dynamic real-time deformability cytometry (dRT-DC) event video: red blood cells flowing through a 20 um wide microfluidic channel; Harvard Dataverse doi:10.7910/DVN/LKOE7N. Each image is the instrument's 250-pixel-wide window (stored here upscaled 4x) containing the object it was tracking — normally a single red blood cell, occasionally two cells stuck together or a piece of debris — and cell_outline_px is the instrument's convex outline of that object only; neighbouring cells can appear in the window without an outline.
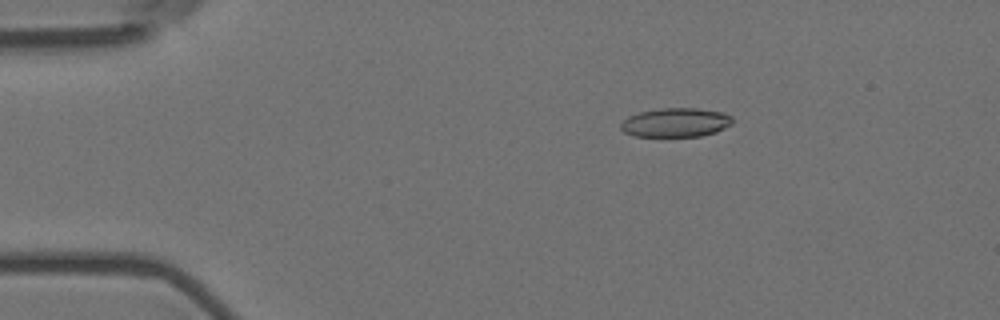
{"species": "Egyptian fruit bat (a non-hibernating species)", "species_latin": "Rousettus aegyptiacus", "temperature_condition": "room temperature", "stored_images_in_passage": 4, "camera_frame_rate_fps": 3000, "um_per_image_px": 0.085, "animal": {"sex": "female"}, "frame": {"image": 1, "passage_image": 2, "time_ms": 0.333, "image_size_px": [1000, 320], "cell_outline_px": [[732, 124], [716, 132], [700, 136], [632, 136], [624, 132], [620, 128], [620, 124], [628, 116], [640, 112], [660, 108], [696, 108], [724, 112], [732, 116]], "centroid_in_image_um": [57.44, 10.41], "position_along_channel_um": 27.6, "area_um2": 18.96}}
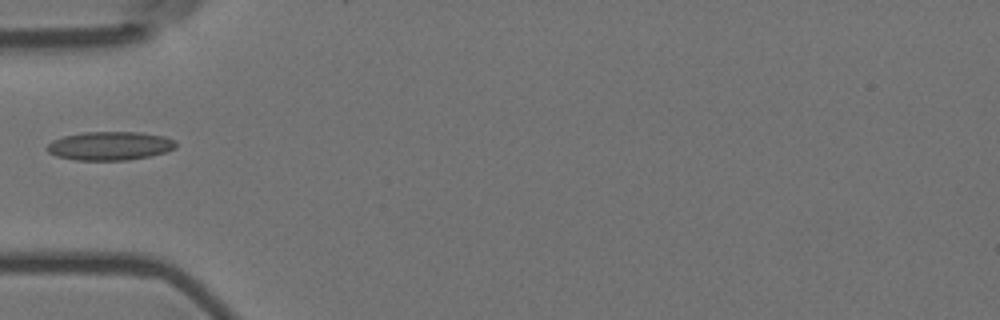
{"frame": {"image": 2, "passage_image": 4, "time_ms": 1.0, "image_size_px": [1000, 320], "cell_outline_px": [[176, 148], [152, 156], [128, 160], [76, 160], [56, 156], [48, 152], [44, 148], [52, 140], [64, 136], [84, 132], [140, 132], [164, 136], [176, 140]], "centroid_in_image_um": [9.34, 12.4], "position_along_channel_um": 75.7, "area_um2": 21.68}}